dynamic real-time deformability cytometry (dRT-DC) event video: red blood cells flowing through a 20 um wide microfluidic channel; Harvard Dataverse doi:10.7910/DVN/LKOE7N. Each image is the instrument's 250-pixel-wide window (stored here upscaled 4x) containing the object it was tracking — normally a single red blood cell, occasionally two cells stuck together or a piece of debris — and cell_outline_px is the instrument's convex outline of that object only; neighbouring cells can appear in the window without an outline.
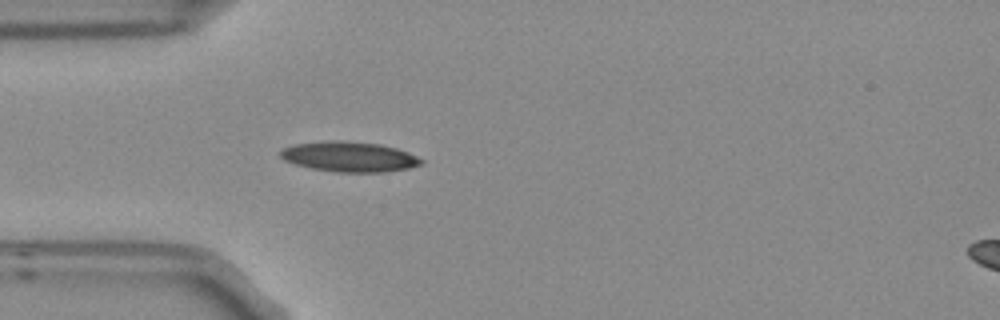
{"species": "Egyptian fruit bat (a non-hibernating species)", "species_latin": "Rousettus aegyptiacus", "temperature_condition": "room temperature", "stored_images_in_passage": 5, "camera_frame_rate_fps": 3000, "um_per_image_px": 0.085, "frame": {"image": 1, "passage_image": 5, "time_ms": 1.333, "image_size_px": [1000, 320], "cell_outline_px": [[424, 164], [408, 168], [384, 172], [336, 172], [312, 168], [296, 164], [284, 160], [280, 156], [280, 152], [284, 148], [292, 144], [328, 140], [340, 140], [380, 144], [396, 148], [408, 152], [424, 160]], "centroid_in_image_um": [29.7, 13.31], "position_along_channel_um": 55.3, "area_um2": 24.8}}